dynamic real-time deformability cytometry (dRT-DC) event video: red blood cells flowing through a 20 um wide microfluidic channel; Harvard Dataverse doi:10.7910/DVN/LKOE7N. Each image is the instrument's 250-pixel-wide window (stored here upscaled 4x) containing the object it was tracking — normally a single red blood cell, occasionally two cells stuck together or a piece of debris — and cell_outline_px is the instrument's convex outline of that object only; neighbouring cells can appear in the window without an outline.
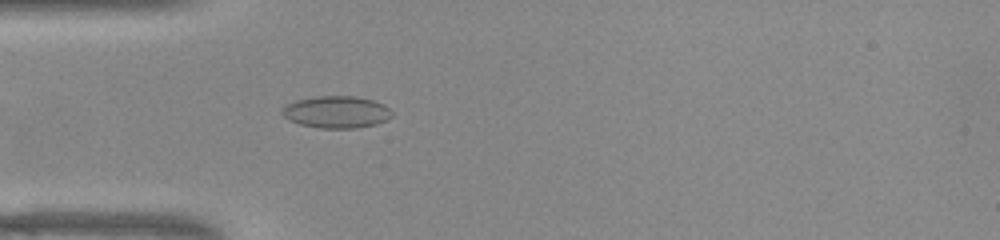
{"species": "common noctule bat (a hibernating species)", "species_latin": "Nyctalus noctula", "temperature_condition": "warm", "stored_images_in_passage": 51, "camera_frame_rate_fps": 3000, "um_per_image_px": 0.085, "animal": {"sex": "female", "body_mass_g": 22.0, "forearm_length_mm": 56.7}, "frame": {"image": 1, "passage_image": 15, "time_ms": 4.667, "image_size_px": [1000, 240], "cell_outline_px": [[392, 116], [376, 124], [356, 128], [320, 128], [300, 124], [288, 120], [280, 112], [288, 104], [296, 100], [316, 96], [356, 96], [372, 100], [384, 104], [392, 112]], "centroid_in_image_um": [28.59, 9.52], "position_along_channel_um": 56.4, "area_um2": 20.4}}
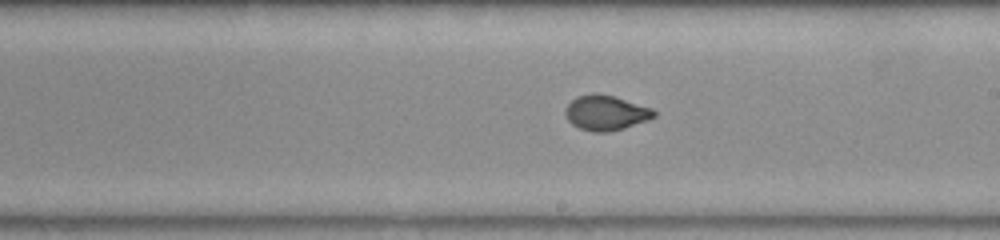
{"frame": {"image": 2, "passage_image": 29, "time_ms": 9.333, "image_size_px": [1000, 240], "cell_outline_px": [[656, 116], [648, 120], [624, 128], [608, 132], [592, 132], [580, 128], [572, 124], [568, 120], [564, 112], [568, 104], [576, 96], [612, 96], [652, 108], [656, 112]], "centroid_in_image_um": [51.51, 9.63], "position_along_channel_um": 237.5, "area_um2": 17.51}}
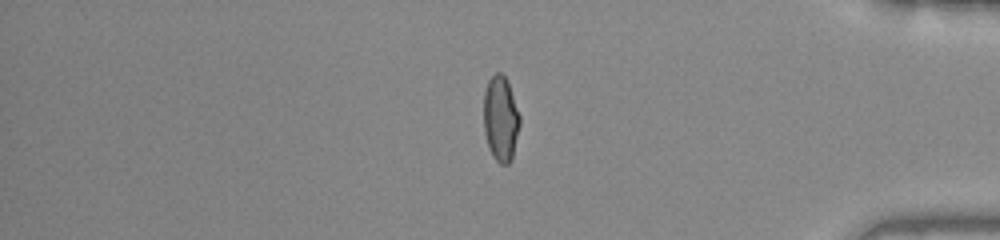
{"frame": {"image": 3, "passage_image": 43, "time_ms": 14.0, "image_size_px": [1000, 240], "cell_outline_px": [[520, 124], [512, 160], [508, 164], [500, 164], [492, 156], [488, 148], [484, 132], [484, 92], [488, 80], [496, 72], [500, 72], [504, 76], [508, 84], [520, 116]], "centroid_in_image_um": [42.55, 10.13], "position_along_channel_um": 392.7, "area_um2": 17.98}}